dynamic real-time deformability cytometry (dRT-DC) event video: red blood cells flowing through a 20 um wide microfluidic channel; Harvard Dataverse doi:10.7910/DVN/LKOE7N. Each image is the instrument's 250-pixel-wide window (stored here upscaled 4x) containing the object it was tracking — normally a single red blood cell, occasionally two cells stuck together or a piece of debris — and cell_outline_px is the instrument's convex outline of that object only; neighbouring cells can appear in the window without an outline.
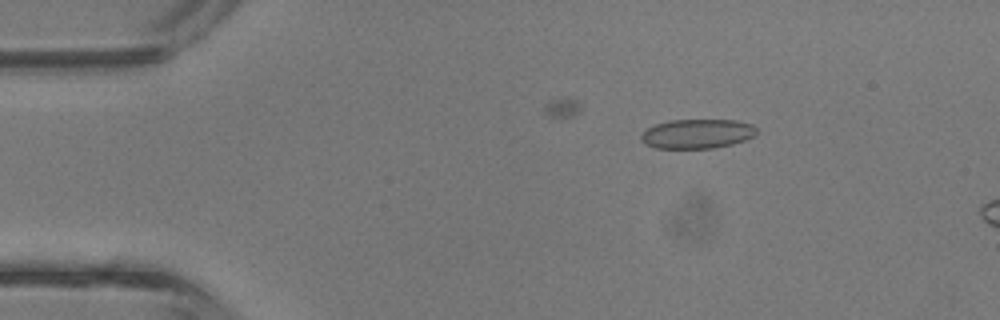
{"species": "common noctule bat (a hibernating species)", "species_latin": "Nyctalus noctula", "temperature_condition": "room temperature", "stored_images_in_passage": 10, "camera_frame_rate_fps": 3000, "um_per_image_px": 0.085, "animal": {"sex": "male", "body_mass_g": 13.3}, "frame": {"image": 1, "passage_image": 6, "time_ms": 1.667, "image_size_px": [1000, 320], "cell_outline_px": [[756, 136], [732, 144], [712, 148], [656, 148], [644, 144], [640, 140], [640, 136], [648, 128], [656, 124], [672, 120], [736, 120], [752, 124], [756, 128]], "centroid_in_image_um": [59.27, 11.37], "position_along_channel_um": 25.7, "area_um2": 19.77}}